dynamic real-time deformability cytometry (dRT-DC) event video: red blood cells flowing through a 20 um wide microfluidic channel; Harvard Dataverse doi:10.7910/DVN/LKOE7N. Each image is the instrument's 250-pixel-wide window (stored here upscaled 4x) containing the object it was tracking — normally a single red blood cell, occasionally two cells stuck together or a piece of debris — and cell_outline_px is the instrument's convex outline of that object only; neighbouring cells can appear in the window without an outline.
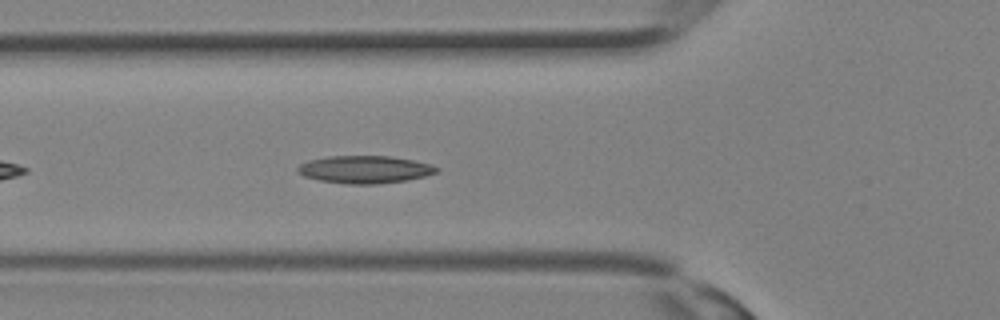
{"species": "Egyptian fruit bat (a non-hibernating species)", "species_latin": "Rousettus aegyptiacus", "temperature_condition": "room temperature", "stored_images_in_passage": 17, "camera_frame_rate_fps": 3000, "um_per_image_px": 0.085, "animal": {"sex": "female"}, "frame": {"image": 1, "passage_image": 12, "time_ms": 3.667, "image_size_px": [1000, 320], "cell_outline_px": [[440, 172], [408, 180], [376, 184], [348, 184], [320, 180], [304, 176], [296, 172], [296, 168], [300, 164], [308, 160], [324, 156], [392, 156], [432, 164], [440, 168]], "centroid_in_image_um": [31.01, 14.4], "position_along_channel_um": 94.8, "area_um2": 22.54}}
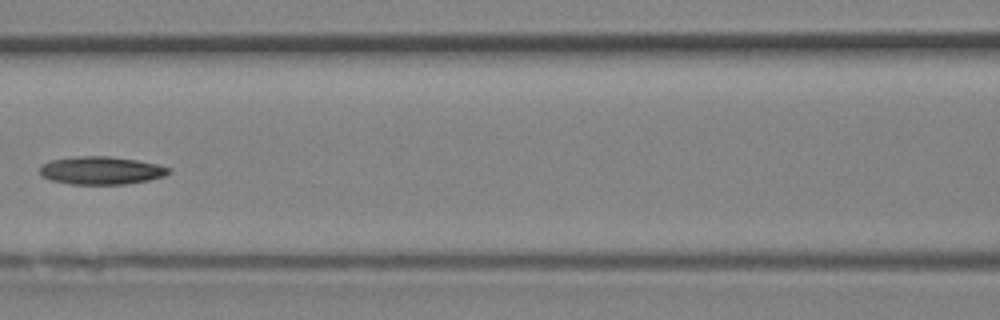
{"frame": {"image": 2, "passage_image": 15, "time_ms": 4.667, "image_size_px": [1000, 320], "cell_outline_px": [[172, 172], [164, 176], [148, 180], [128, 184], [72, 184], [52, 180], [40, 176], [40, 164], [48, 160], [76, 156], [108, 156], [136, 160], [156, 164], [172, 168]], "centroid_in_image_um": [8.58, 14.48], "position_along_channel_um": 158.0, "area_um2": 21.15}}
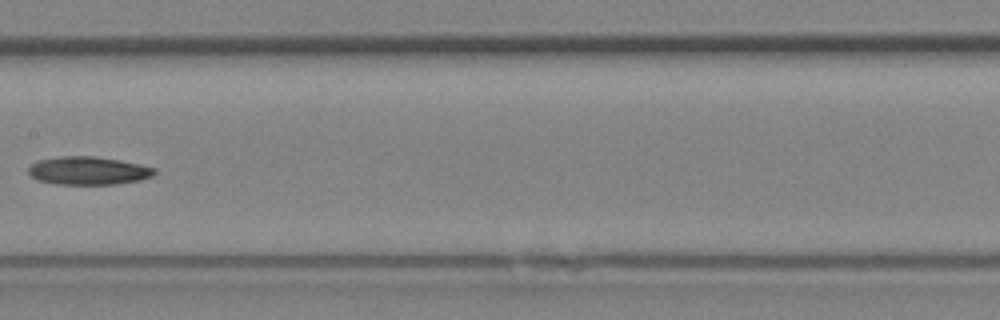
{"frame": {"image": 3, "passage_image": 17, "time_ms": 5.333, "image_size_px": [1000, 320], "cell_outline_px": [[156, 172], [152, 176], [140, 180], [116, 184], [56, 184], [40, 180], [32, 176], [28, 172], [28, 168], [36, 160], [60, 156], [96, 156], [120, 160], [140, 164], [156, 168]], "centroid_in_image_um": [7.52, 14.5], "position_along_channel_um": 199.9, "area_um2": 20.69}}